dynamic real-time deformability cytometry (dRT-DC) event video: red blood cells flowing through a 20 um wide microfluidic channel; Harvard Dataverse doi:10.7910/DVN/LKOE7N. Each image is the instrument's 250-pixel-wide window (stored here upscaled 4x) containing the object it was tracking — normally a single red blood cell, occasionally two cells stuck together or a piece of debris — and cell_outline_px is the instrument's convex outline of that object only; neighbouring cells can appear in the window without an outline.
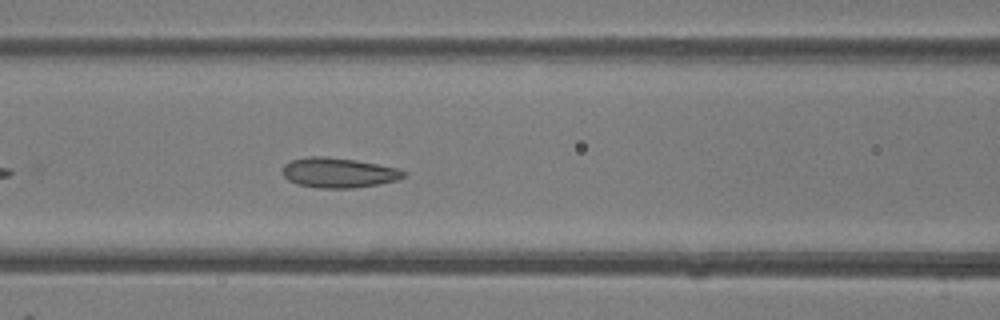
{"species": "common noctule bat (a hibernating species)", "species_latin": "Nyctalus noctula", "temperature_condition": "room temperature", "stored_images_in_passage": 35, "camera_frame_rate_fps": 3000, "um_per_image_px": 0.085, "animal": {"sex": "female"}, "frame": {"image": 1, "passage_image": 6, "time_ms": 1.667, "image_size_px": [1000, 320], "cell_outline_px": [[408, 176], [396, 180], [376, 184], [352, 188], [316, 188], [296, 184], [288, 180], [284, 176], [284, 164], [292, 160], [308, 156], [324, 156], [356, 160], [400, 168], [408, 172]], "centroid_in_image_um": [28.81, 14.68], "position_along_channel_um": 137.8, "area_um2": 21.27}}
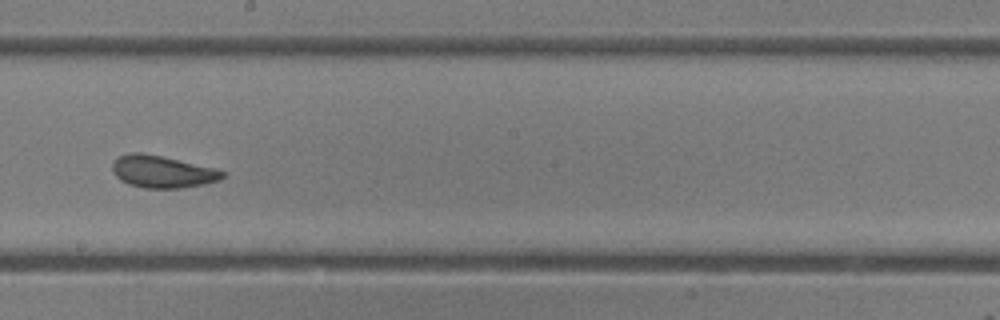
{"frame": {"image": 2, "passage_image": 13, "time_ms": 4.0, "image_size_px": [1000, 320], "cell_outline_px": [[228, 172], [220, 180], [204, 184], [180, 188], [144, 188], [128, 184], [120, 180], [116, 176], [112, 168], [112, 164], [120, 156], [128, 152], [140, 152], [160, 156], [212, 168]], "centroid_in_image_um": [13.78, 14.6], "position_along_channel_um": 234.4, "area_um2": 20.4}}
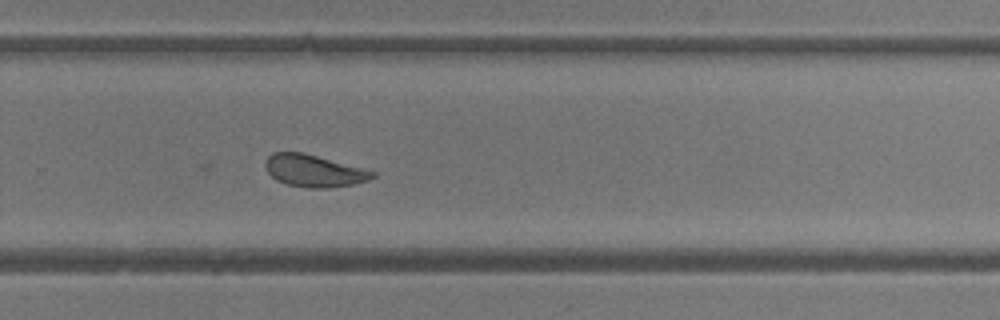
{"frame": {"image": 3, "passage_image": 18, "time_ms": 5.667, "image_size_px": [1000, 320], "cell_outline_px": [[376, 176], [368, 180], [352, 184], [328, 188], [308, 188], [288, 184], [276, 180], [268, 172], [264, 164], [264, 160], [272, 152], [304, 152], [364, 168], [376, 172]], "centroid_in_image_um": [26.68, 14.5], "position_along_channel_um": 303.1, "area_um2": 20.17}}